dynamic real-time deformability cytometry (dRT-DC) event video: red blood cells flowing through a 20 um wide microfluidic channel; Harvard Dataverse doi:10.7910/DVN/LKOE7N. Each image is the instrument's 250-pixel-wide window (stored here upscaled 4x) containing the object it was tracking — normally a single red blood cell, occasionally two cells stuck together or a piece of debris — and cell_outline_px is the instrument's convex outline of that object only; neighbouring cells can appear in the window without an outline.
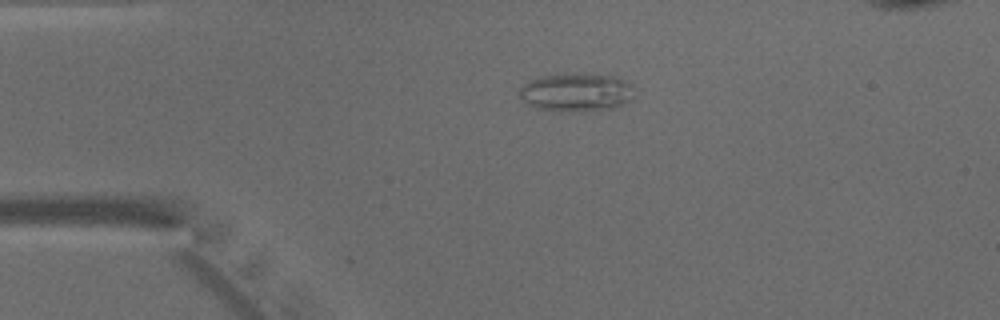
{"species": "common noctule bat (a hibernating species)", "species_latin": "Nyctalus noctula", "temperature_condition": "warm", "stored_images_in_passage": 35, "camera_frame_rate_fps": 3000, "um_per_image_px": 0.085, "animal": {"sex": "male", "body_mass_g": 15.6}, "frame": {"image": 1, "passage_image": 1, "time_ms": 0.0, "image_size_px": [1000, 320], "cell_outline_px": [[636, 96], [632, 100], [612, 108], [568, 112], [536, 108], [528, 104], [520, 96], [520, 88], [528, 80], [536, 76], [616, 76], [632, 84], [636, 88]], "centroid_in_image_um": [49.04, 7.88], "position_along_channel_um": 36.0, "area_um2": 25.14}}
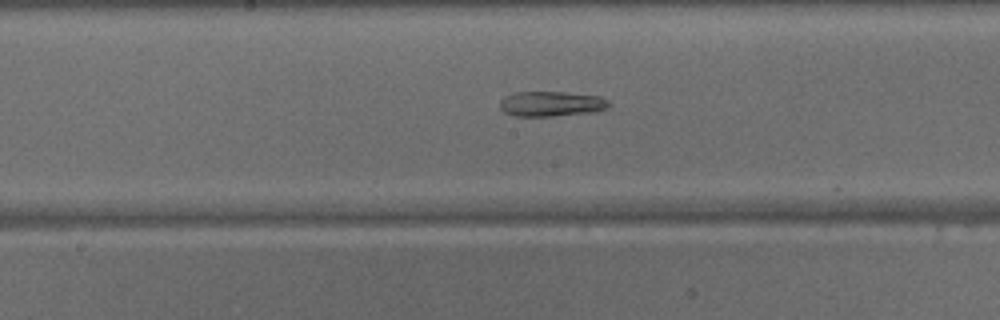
{"frame": {"image": 2, "passage_image": 15, "time_ms": 4.667, "image_size_px": [1000, 320], "cell_outline_px": [[612, 104], [608, 108], [592, 112], [552, 116], [512, 116], [504, 112], [500, 108], [500, 100], [504, 96], [516, 92], [564, 92], [600, 96], [608, 100]], "centroid_in_image_um": [46.86, 8.82], "position_along_channel_um": 201.3, "area_um2": 16.07}}
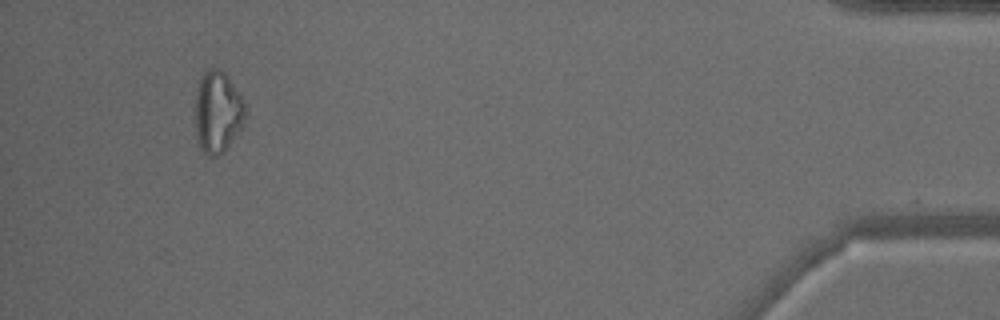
{"frame": {"image": 3, "passage_image": 35, "time_ms": 11.333, "image_size_px": [1000, 320], "cell_outline_px": [[244, 116], [240, 128], [224, 152], [216, 156], [208, 156], [200, 148], [196, 136], [196, 92], [200, 76], [208, 68], [220, 68], [228, 76], [240, 92], [244, 100]], "centroid_in_image_um": [18.48, 9.48], "position_along_channel_um": 416.7, "area_um2": 23.81}}